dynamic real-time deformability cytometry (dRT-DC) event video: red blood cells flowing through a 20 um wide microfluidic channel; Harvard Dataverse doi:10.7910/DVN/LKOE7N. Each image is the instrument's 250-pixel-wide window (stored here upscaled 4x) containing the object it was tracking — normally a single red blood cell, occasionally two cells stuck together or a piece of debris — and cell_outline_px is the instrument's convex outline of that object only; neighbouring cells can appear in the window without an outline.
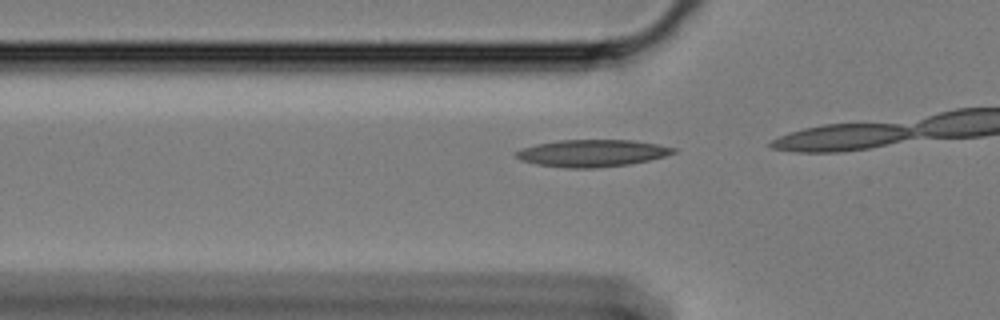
{"species": "Egyptian fruit bat (a non-hibernating species)", "species_latin": "Rousettus aegyptiacus", "temperature_condition": "cold", "stored_images_in_passage": 18, "camera_frame_rate_fps": 3000, "um_per_image_px": 0.085, "animal": {"sex": "female"}, "frame": {"image": 1, "passage_image": 15, "time_ms": 4.667, "image_size_px": [1000, 320], "cell_outline_px": [[676, 152], [664, 156], [648, 160], [628, 164], [596, 168], [564, 168], [536, 164], [520, 160], [516, 156], [516, 152], [520, 148], [536, 144], [560, 140], [632, 140], [656, 144], [676, 148]], "centroid_in_image_um": [50.29, 13.02], "position_along_channel_um": 75.5, "area_um2": 24.74}}